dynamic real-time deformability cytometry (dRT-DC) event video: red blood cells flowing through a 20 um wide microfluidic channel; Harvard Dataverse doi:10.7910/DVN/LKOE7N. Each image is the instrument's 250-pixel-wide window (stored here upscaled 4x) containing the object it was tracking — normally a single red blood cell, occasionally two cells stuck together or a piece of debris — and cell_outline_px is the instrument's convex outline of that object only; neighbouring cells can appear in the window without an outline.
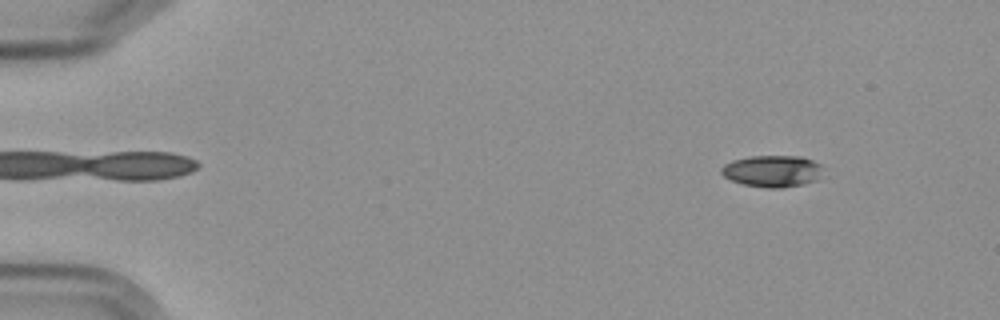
{"species": "Egyptian fruit bat (a non-hibernating species)", "species_latin": "Rousettus aegyptiacus", "temperature_condition": "cold", "stored_images_in_passage": 6, "camera_frame_rate_fps": 3000, "um_per_image_px": 0.085, "frame": {"image": 1, "passage_image": 1, "time_ms": 0.0, "image_size_px": [1000, 320], "cell_outline_px": [[820, 168], [816, 180], [804, 184], [784, 188], [764, 188], [744, 184], [732, 180], [724, 176], [720, 172], [720, 168], [724, 164], [732, 160], [752, 156], [800, 156], [812, 160], [820, 164]], "centroid_in_image_um": [65.6, 14.55], "position_along_channel_um": 19.4, "area_um2": 18.67}}
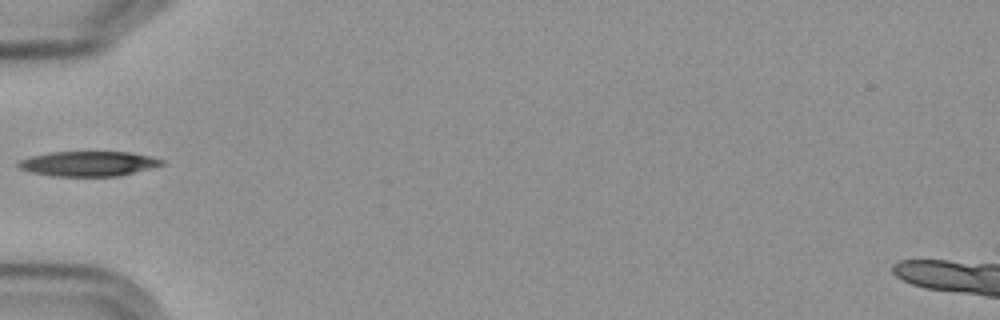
{"frame": {"image": 2, "passage_image": 5, "time_ms": 4.667, "image_size_px": [1000, 320], "cell_outline_px": [[164, 164], [120, 176], [52, 176], [32, 172], [20, 168], [16, 164], [20, 160], [32, 156], [52, 152], [128, 152], [148, 156], [164, 160]], "centroid_in_image_um": [7.5, 13.92], "position_along_channel_um": 77.5, "area_um2": 20.58}}
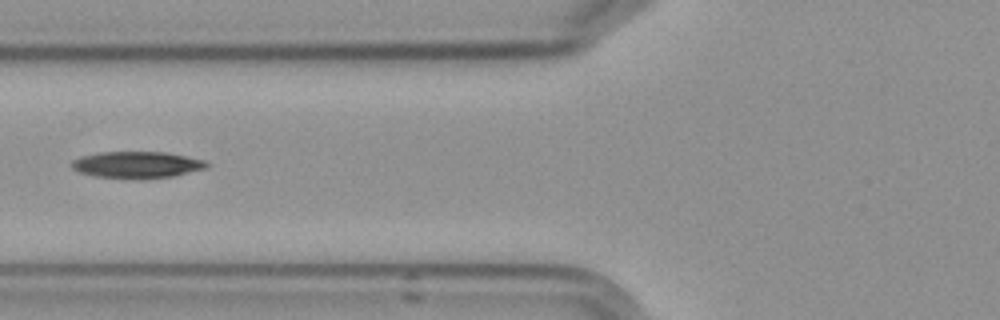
{"frame": {"image": 3, "passage_image": 6, "time_ms": 5.667, "image_size_px": [1000, 320], "cell_outline_px": [[208, 164], [204, 168], [172, 176], [144, 180], [132, 180], [96, 176], [80, 172], [72, 168], [72, 160], [80, 156], [100, 152], [164, 152], [204, 160]], "centroid_in_image_um": [11.58, 14.02], "position_along_channel_um": 114.2, "area_um2": 20.98}}